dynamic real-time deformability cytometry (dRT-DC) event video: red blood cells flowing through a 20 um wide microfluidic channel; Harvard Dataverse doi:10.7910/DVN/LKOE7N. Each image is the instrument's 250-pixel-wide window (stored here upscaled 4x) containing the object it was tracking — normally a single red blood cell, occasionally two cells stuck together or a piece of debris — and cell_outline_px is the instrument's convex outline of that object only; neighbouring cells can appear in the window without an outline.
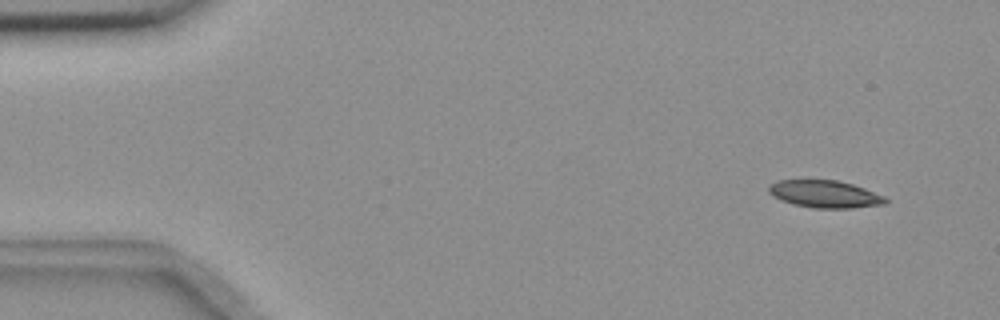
{"species": "common noctule bat (a hibernating species)", "species_latin": "Nyctalus noctula", "temperature_condition": "room temperature", "stored_images_in_passage": 5, "segment_of_instrument_passage": [1, 2], "camera_frame_rate_fps": 3000, "um_per_image_px": 0.085, "animal": {"sex": "female", "body_mass_g": 18.4}, "frame": {"image": 1, "passage_image": 1, "time_ms": 0.0, "image_size_px": [1000, 320], "cell_outline_px": [[888, 200], [884, 204], [852, 208], [812, 208], [780, 200], [768, 192], [768, 184], [776, 180], [836, 180], [852, 184], [864, 188], [884, 196]], "centroid_in_image_um": [70.08, 16.49], "position_along_channel_um": 14.9, "area_um2": 18.55}}